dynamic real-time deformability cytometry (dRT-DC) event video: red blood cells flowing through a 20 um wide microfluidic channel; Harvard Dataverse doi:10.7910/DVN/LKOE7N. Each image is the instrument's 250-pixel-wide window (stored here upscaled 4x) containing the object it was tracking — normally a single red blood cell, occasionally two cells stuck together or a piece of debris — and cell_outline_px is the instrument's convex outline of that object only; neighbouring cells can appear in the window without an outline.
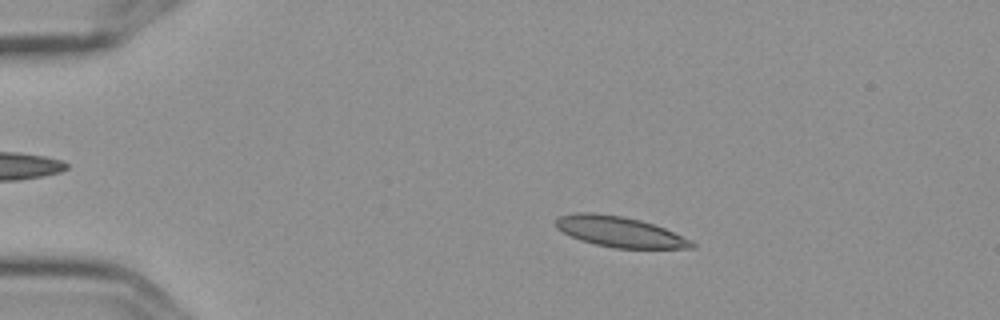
{"species": "Egyptian fruit bat (a non-hibernating species)", "species_latin": "Rousettus aegyptiacus", "temperature_condition": "cold", "stored_images_in_passage": 5, "camera_frame_rate_fps": 3000, "um_per_image_px": 0.085, "frame": {"image": 1, "passage_image": 3, "time_ms": 0.667, "image_size_px": [1000, 320], "cell_outline_px": [[696, 248], [612, 248], [580, 240], [556, 228], [556, 220], [560, 216], [580, 212], [592, 212], [624, 216], [640, 220], [664, 228], [696, 244]], "centroid_in_image_um": [52.64, 19.7], "position_along_channel_um": 32.4, "area_um2": 23.81}}